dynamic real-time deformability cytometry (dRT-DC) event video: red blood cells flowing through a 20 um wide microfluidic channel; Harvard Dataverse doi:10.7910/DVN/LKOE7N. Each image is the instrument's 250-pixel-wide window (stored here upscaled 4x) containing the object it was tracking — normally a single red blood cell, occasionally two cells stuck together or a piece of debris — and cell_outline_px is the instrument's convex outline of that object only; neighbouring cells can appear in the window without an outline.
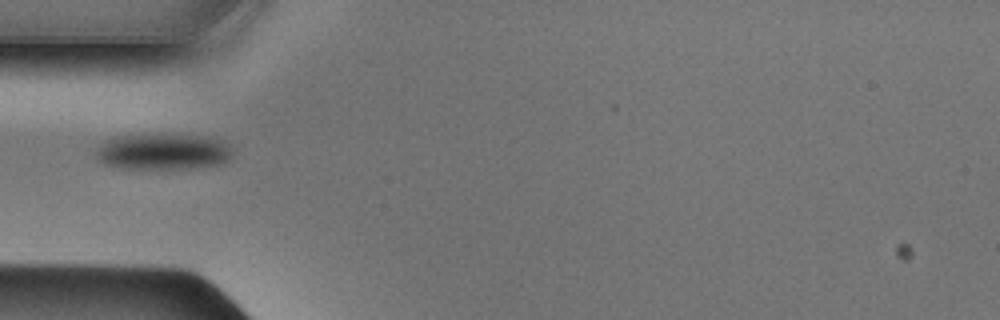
{"species": "Egyptian fruit bat (a non-hibernating species)", "species_latin": "Rousettus aegyptiacus", "temperature_condition": "cold", "stored_images_in_passage": 32, "camera_frame_rate_fps": 3000, "um_per_image_px": 0.085, "animal": {"sex": "male"}, "frame": {"image": 1, "passage_image": 1, "time_ms": 0.0, "image_size_px": [1000, 320], "cell_outline_px": [[232, 156], [224, 164], [196, 168], [124, 168], [104, 164], [96, 156], [96, 152], [108, 140], [120, 136], [204, 136], [220, 140], [232, 152]], "centroid_in_image_um": [13.92, 12.93], "position_along_channel_um": 71.1, "area_um2": 27.69}}
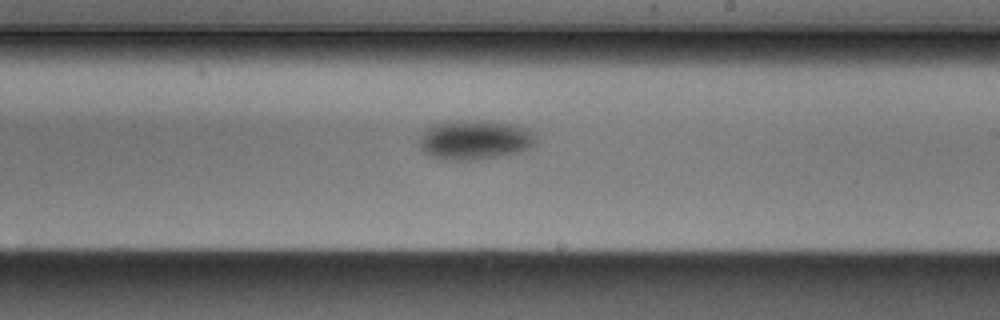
{"frame": {"image": 2, "passage_image": 14, "time_ms": 4.333, "image_size_px": [1000, 320], "cell_outline_px": [[536, 140], [528, 148], [520, 152], [500, 156], [476, 160], [436, 160], [424, 152], [420, 148], [420, 136], [428, 128], [440, 120], [488, 120], [516, 124], [524, 128], [536, 136]], "centroid_in_image_um": [40.31, 11.88], "position_along_channel_um": 248.7, "area_um2": 27.34}}
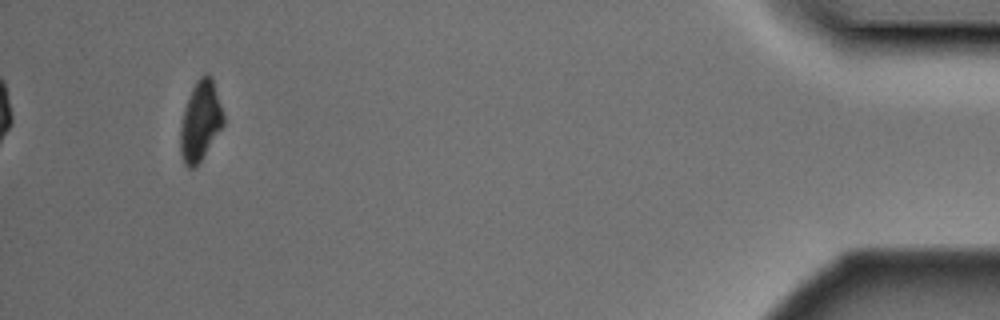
{"frame": {"image": 3, "passage_image": 32, "time_ms": 10.333, "image_size_px": [1000, 320], "cell_outline_px": [[224, 124], [196, 168], [188, 168], [184, 164], [180, 152], [180, 124], [184, 108], [192, 88], [196, 80], [200, 76], [208, 72], [212, 76], [224, 116]], "centroid_in_image_um": [17.02, 10.29], "position_along_channel_um": 418.2, "area_um2": 20.17}}